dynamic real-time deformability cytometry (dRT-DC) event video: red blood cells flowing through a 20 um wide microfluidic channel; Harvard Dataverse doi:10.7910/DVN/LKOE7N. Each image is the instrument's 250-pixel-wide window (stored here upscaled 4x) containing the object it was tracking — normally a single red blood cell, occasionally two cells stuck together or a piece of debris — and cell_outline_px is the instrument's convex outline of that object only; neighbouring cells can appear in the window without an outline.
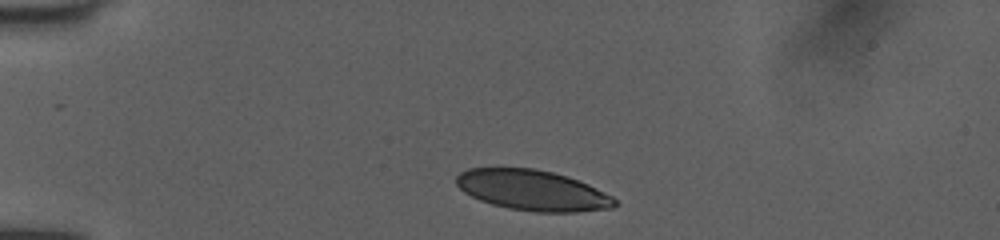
{"species": "human", "species_latin": "Homo sapiens", "temperature_condition": "room temperature", "stored_images_in_passage": 6, "camera_frame_rate_fps": 3000, "um_per_image_px": 0.085, "donor": {"sex": "female"}, "frame": {"image": 1, "passage_image": 1, "time_ms": 0.0, "image_size_px": [1000, 240], "cell_outline_px": [[620, 204], [612, 208], [576, 212], [536, 212], [508, 208], [492, 204], [480, 200], [464, 192], [456, 184], [456, 176], [460, 172], [468, 168], [536, 168], [568, 176], [588, 184], [612, 196]], "centroid_in_image_um": [45.28, 16.17], "position_along_channel_um": 39.7, "area_um2": 37.45}}
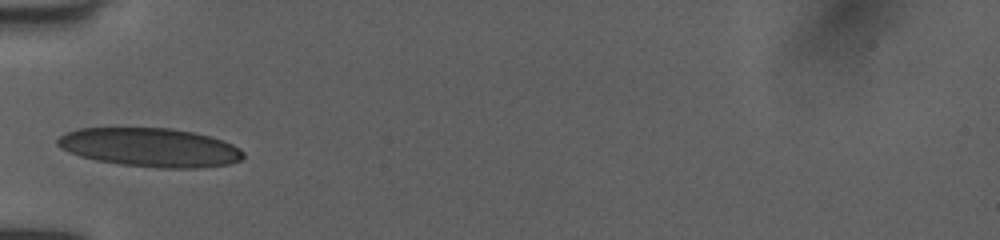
{"frame": {"image": 2, "passage_image": 3, "time_ms": 0.667, "image_size_px": [1000, 240], "cell_outline_px": [[244, 156], [240, 160], [228, 164], [196, 168], [160, 168], [120, 164], [96, 160], [80, 156], [68, 152], [60, 148], [56, 144], [56, 140], [60, 136], [68, 132], [80, 128], [168, 128], [192, 132], [224, 140], [240, 148], [244, 152]], "centroid_in_image_um": [12.75, 12.53], "position_along_channel_um": 72.2, "area_um2": 41.91}}
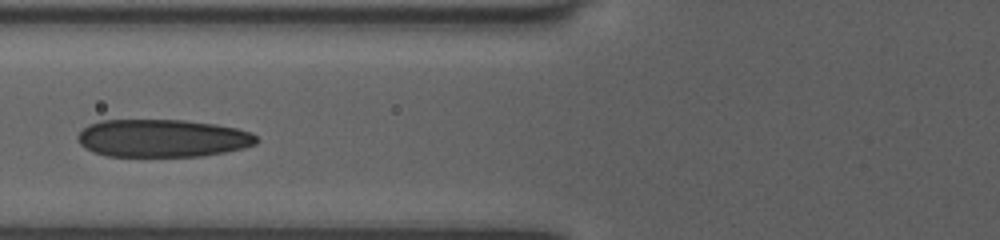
{"frame": {"image": 3, "passage_image": 5, "time_ms": 1.333, "image_size_px": [1000, 240], "cell_outline_px": [[260, 140], [256, 144], [244, 148], [224, 152], [200, 156], [108, 156], [92, 152], [84, 148], [76, 140], [76, 136], [88, 124], [104, 120], [184, 120], [216, 124], [236, 128], [248, 132], [256, 136]], "centroid_in_image_um": [13.78, 11.75], "position_along_channel_um": 112.0, "area_um2": 39.48}}